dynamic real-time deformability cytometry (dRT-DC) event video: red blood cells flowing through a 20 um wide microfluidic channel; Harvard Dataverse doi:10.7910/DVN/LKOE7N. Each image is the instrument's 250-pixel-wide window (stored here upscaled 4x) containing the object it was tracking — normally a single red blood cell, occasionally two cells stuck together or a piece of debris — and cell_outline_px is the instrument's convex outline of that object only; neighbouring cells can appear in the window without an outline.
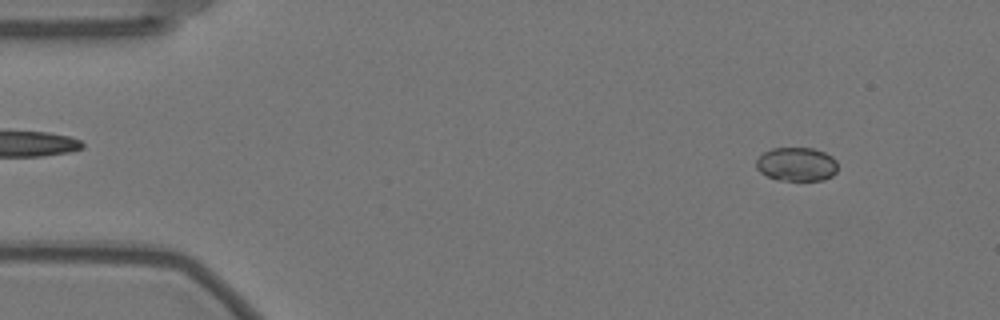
{"species": "Egyptian fruit bat (a non-hibernating species)", "species_latin": "Rousettus aegyptiacus", "temperature_condition": "warm", "stored_images_in_passage": 58, "camera_frame_rate_fps": 3000, "um_per_image_px": 0.085, "animal": {"sex": "female"}, "frame": {"image": 1, "passage_image": 7, "time_ms": 2.0, "image_size_px": [1000, 320], "cell_outline_px": [[836, 172], [832, 176], [824, 180], [776, 180], [760, 172], [756, 168], [756, 160], [764, 152], [772, 148], [812, 148], [824, 152], [832, 156], [836, 160]], "centroid_in_image_um": [67.71, 13.96], "position_along_channel_um": 17.3, "area_um2": 16.07}}
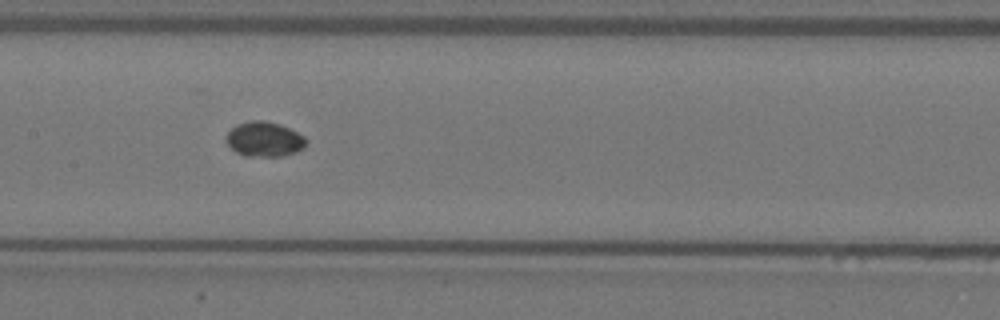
{"frame": {"image": 2, "passage_image": 29, "time_ms": 9.333, "image_size_px": [1000, 320], "cell_outline_px": [[308, 140], [304, 148], [296, 152], [280, 156], [244, 156], [236, 152], [228, 144], [224, 136], [236, 124], [248, 120], [264, 120], [280, 124], [304, 136]], "centroid_in_image_um": [22.46, 11.82], "position_along_channel_um": 184.9, "area_um2": 16.36}}
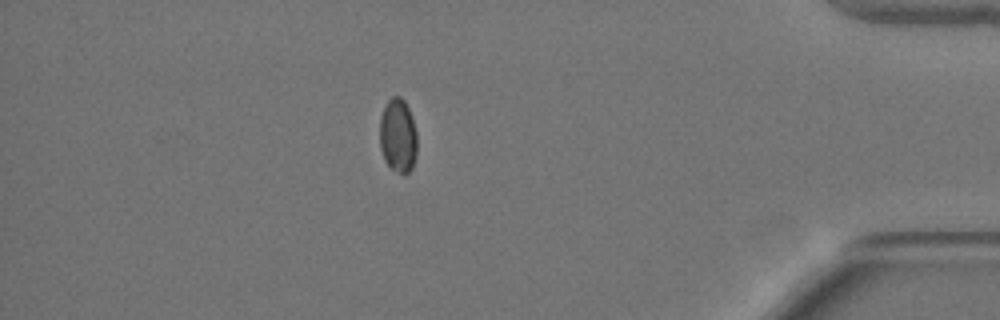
{"frame": {"image": 3, "passage_image": 51, "time_ms": 16.667, "image_size_px": [1000, 320], "cell_outline_px": [[416, 156], [412, 168], [404, 176], [392, 168], [384, 160], [380, 148], [380, 116], [388, 100], [392, 96], [400, 96], [404, 100], [408, 108], [416, 132]], "centroid_in_image_um": [33.82, 11.54], "position_along_channel_um": 401.4, "area_um2": 16.07}, "authors_computed_cell_mechanics": {"area_um2": 16.1262, "velocity_mm_per_s": 3.5389, "shape_relaxation_time_tau1_ms": null, "shape_relaxation_time_tau2_ms": 1.3187, "deformation_change_tau1": null, "deformation_change_tau2": 0.014}}